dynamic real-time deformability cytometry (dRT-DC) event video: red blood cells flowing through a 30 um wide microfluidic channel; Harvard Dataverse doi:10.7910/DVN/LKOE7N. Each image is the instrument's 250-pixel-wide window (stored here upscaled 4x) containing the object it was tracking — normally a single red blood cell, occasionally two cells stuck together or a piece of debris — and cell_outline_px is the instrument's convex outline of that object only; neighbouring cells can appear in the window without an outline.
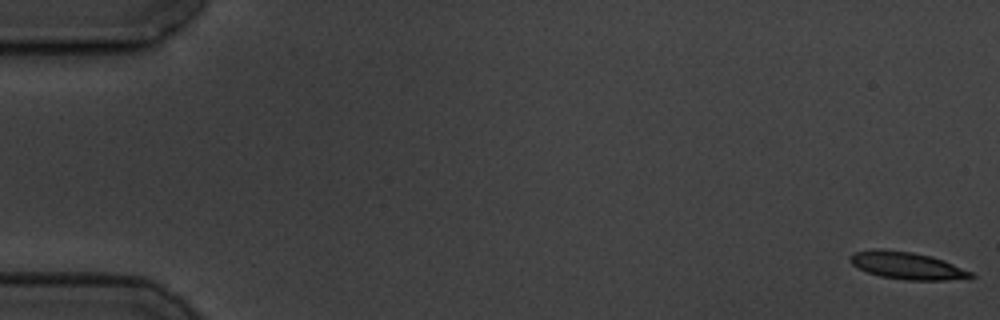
{"species": "common noctule bat (a hibernating species)", "species_latin": "Nyctalus noctula", "temperature_condition": "cold", "stored_images_in_passage": 7, "camera_frame_rate_fps": 3000, "um_per_image_px": 0.085, "animal": {"sex": "male", "body_mass_g": 19.5, "forearm_length_mm": 54.6}, "frame": {"image": 1, "passage_image": 1, "time_ms": 0.0, "image_size_px": [1000, 320], "cell_outline_px": [[976, 276], [968, 280], [904, 280], [880, 276], [868, 272], [852, 264], [848, 260], [848, 256], [852, 252], [880, 248], [912, 252], [932, 256], [944, 260], [972, 272]], "centroid_in_image_um": [77.13, 22.58], "position_along_channel_um": 7.9, "area_um2": 19.54}}
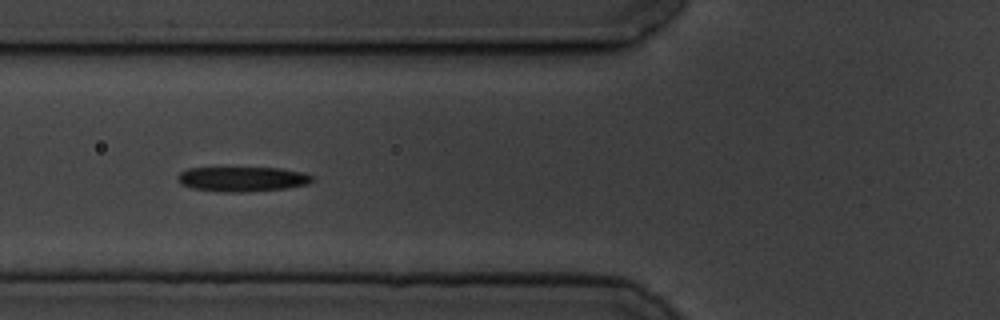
{"frame": {"image": 2, "passage_image": 6, "time_ms": 7.0, "image_size_px": [1000, 320], "cell_outline_px": [[316, 180], [308, 184], [288, 188], [244, 192], [224, 192], [192, 188], [180, 184], [176, 176], [180, 172], [188, 168], [280, 168], [300, 172], [312, 176]], "centroid_in_image_um": [20.59, 15.22], "position_along_channel_um": 105.2, "area_um2": 19.48}}
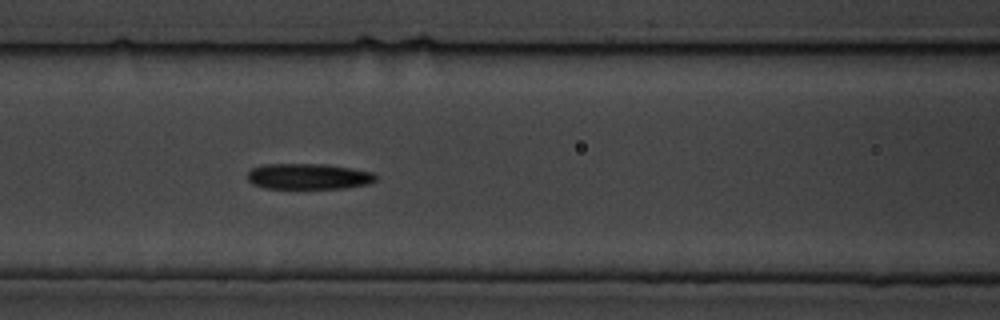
{"frame": {"image": 3, "passage_image": 7, "time_ms": 8.0, "image_size_px": [1000, 320], "cell_outline_px": [[376, 180], [368, 184], [344, 188], [264, 188], [252, 184], [248, 180], [248, 172], [252, 168], [264, 164], [324, 164], [352, 168], [372, 172], [376, 176]], "centroid_in_image_um": [26.21, 14.99], "position_along_channel_um": 140.4, "area_um2": 19.25}}